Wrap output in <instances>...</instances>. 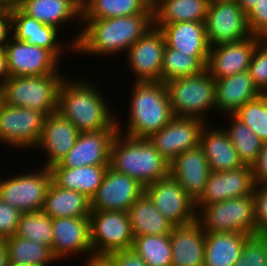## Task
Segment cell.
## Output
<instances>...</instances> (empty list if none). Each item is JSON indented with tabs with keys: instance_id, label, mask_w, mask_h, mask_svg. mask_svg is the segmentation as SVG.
<instances>
[{
	"instance_id": "1",
	"label": "cell",
	"mask_w": 267,
	"mask_h": 266,
	"mask_svg": "<svg viewBox=\"0 0 267 266\" xmlns=\"http://www.w3.org/2000/svg\"><path fill=\"white\" fill-rule=\"evenodd\" d=\"M81 25L85 27L82 26L80 33L70 40L74 45V53L115 56L127 53L154 26V14L81 20Z\"/></svg>"
},
{
	"instance_id": "2",
	"label": "cell",
	"mask_w": 267,
	"mask_h": 266,
	"mask_svg": "<svg viewBox=\"0 0 267 266\" xmlns=\"http://www.w3.org/2000/svg\"><path fill=\"white\" fill-rule=\"evenodd\" d=\"M68 79L59 89L58 110L79 132L118 130L117 116L94 82ZM74 81V82H73ZM89 81V82H88Z\"/></svg>"
},
{
	"instance_id": "3",
	"label": "cell",
	"mask_w": 267,
	"mask_h": 266,
	"mask_svg": "<svg viewBox=\"0 0 267 266\" xmlns=\"http://www.w3.org/2000/svg\"><path fill=\"white\" fill-rule=\"evenodd\" d=\"M131 88L126 130L116 118L118 131L133 138H149L175 117L166 85L162 81L134 82Z\"/></svg>"
},
{
	"instance_id": "4",
	"label": "cell",
	"mask_w": 267,
	"mask_h": 266,
	"mask_svg": "<svg viewBox=\"0 0 267 266\" xmlns=\"http://www.w3.org/2000/svg\"><path fill=\"white\" fill-rule=\"evenodd\" d=\"M110 167L144 187L169 175V162L148 138H133L119 131L112 142Z\"/></svg>"
},
{
	"instance_id": "5",
	"label": "cell",
	"mask_w": 267,
	"mask_h": 266,
	"mask_svg": "<svg viewBox=\"0 0 267 266\" xmlns=\"http://www.w3.org/2000/svg\"><path fill=\"white\" fill-rule=\"evenodd\" d=\"M61 73L9 77L0 87L8 105L42 113L58 110L59 89L66 78Z\"/></svg>"
},
{
	"instance_id": "6",
	"label": "cell",
	"mask_w": 267,
	"mask_h": 266,
	"mask_svg": "<svg viewBox=\"0 0 267 266\" xmlns=\"http://www.w3.org/2000/svg\"><path fill=\"white\" fill-rule=\"evenodd\" d=\"M174 116L196 117L208 123L207 113L216 112L215 79L207 70L165 83Z\"/></svg>"
},
{
	"instance_id": "7",
	"label": "cell",
	"mask_w": 267,
	"mask_h": 266,
	"mask_svg": "<svg viewBox=\"0 0 267 266\" xmlns=\"http://www.w3.org/2000/svg\"><path fill=\"white\" fill-rule=\"evenodd\" d=\"M195 208L197 222L205 232L256 235L255 198L253 194L209 205H195Z\"/></svg>"
},
{
	"instance_id": "8",
	"label": "cell",
	"mask_w": 267,
	"mask_h": 266,
	"mask_svg": "<svg viewBox=\"0 0 267 266\" xmlns=\"http://www.w3.org/2000/svg\"><path fill=\"white\" fill-rule=\"evenodd\" d=\"M90 241L94 257L132 249L134 236L128 212L91 211Z\"/></svg>"
},
{
	"instance_id": "9",
	"label": "cell",
	"mask_w": 267,
	"mask_h": 266,
	"mask_svg": "<svg viewBox=\"0 0 267 266\" xmlns=\"http://www.w3.org/2000/svg\"><path fill=\"white\" fill-rule=\"evenodd\" d=\"M30 172L0 180V199L22 213L42 210L46 192L52 182L49 167L42 165L34 173L32 170Z\"/></svg>"
},
{
	"instance_id": "10",
	"label": "cell",
	"mask_w": 267,
	"mask_h": 266,
	"mask_svg": "<svg viewBox=\"0 0 267 266\" xmlns=\"http://www.w3.org/2000/svg\"><path fill=\"white\" fill-rule=\"evenodd\" d=\"M48 115L5 103L0 111V143L17 150H35Z\"/></svg>"
},
{
	"instance_id": "11",
	"label": "cell",
	"mask_w": 267,
	"mask_h": 266,
	"mask_svg": "<svg viewBox=\"0 0 267 266\" xmlns=\"http://www.w3.org/2000/svg\"><path fill=\"white\" fill-rule=\"evenodd\" d=\"M205 28L210 47L251 36L246 14L235 0H210Z\"/></svg>"
},
{
	"instance_id": "12",
	"label": "cell",
	"mask_w": 267,
	"mask_h": 266,
	"mask_svg": "<svg viewBox=\"0 0 267 266\" xmlns=\"http://www.w3.org/2000/svg\"><path fill=\"white\" fill-rule=\"evenodd\" d=\"M144 192L157 210L175 227L197 221L195 201L192 200L170 174L144 187Z\"/></svg>"
},
{
	"instance_id": "13",
	"label": "cell",
	"mask_w": 267,
	"mask_h": 266,
	"mask_svg": "<svg viewBox=\"0 0 267 266\" xmlns=\"http://www.w3.org/2000/svg\"><path fill=\"white\" fill-rule=\"evenodd\" d=\"M165 46L162 31L154 25L128 49L124 57L134 74V82L161 81Z\"/></svg>"
},
{
	"instance_id": "14",
	"label": "cell",
	"mask_w": 267,
	"mask_h": 266,
	"mask_svg": "<svg viewBox=\"0 0 267 266\" xmlns=\"http://www.w3.org/2000/svg\"><path fill=\"white\" fill-rule=\"evenodd\" d=\"M205 124L200 118L175 116L148 139L165 160L171 163L182 152L200 145V135Z\"/></svg>"
},
{
	"instance_id": "15",
	"label": "cell",
	"mask_w": 267,
	"mask_h": 266,
	"mask_svg": "<svg viewBox=\"0 0 267 266\" xmlns=\"http://www.w3.org/2000/svg\"><path fill=\"white\" fill-rule=\"evenodd\" d=\"M10 77L39 76L58 72L59 61L49 50L29 45L13 36L4 48Z\"/></svg>"
},
{
	"instance_id": "16",
	"label": "cell",
	"mask_w": 267,
	"mask_h": 266,
	"mask_svg": "<svg viewBox=\"0 0 267 266\" xmlns=\"http://www.w3.org/2000/svg\"><path fill=\"white\" fill-rule=\"evenodd\" d=\"M144 192L137 180L118 173L110 166L96 194L91 198V211H124Z\"/></svg>"
},
{
	"instance_id": "17",
	"label": "cell",
	"mask_w": 267,
	"mask_h": 266,
	"mask_svg": "<svg viewBox=\"0 0 267 266\" xmlns=\"http://www.w3.org/2000/svg\"><path fill=\"white\" fill-rule=\"evenodd\" d=\"M52 252L58 261L81 255L94 258L90 241L89 217H59L52 219ZM74 254V255H73ZM85 254V255H84Z\"/></svg>"
},
{
	"instance_id": "18",
	"label": "cell",
	"mask_w": 267,
	"mask_h": 266,
	"mask_svg": "<svg viewBox=\"0 0 267 266\" xmlns=\"http://www.w3.org/2000/svg\"><path fill=\"white\" fill-rule=\"evenodd\" d=\"M263 38L251 35L237 42L210 47L206 70L215 80L247 71L257 44Z\"/></svg>"
},
{
	"instance_id": "19",
	"label": "cell",
	"mask_w": 267,
	"mask_h": 266,
	"mask_svg": "<svg viewBox=\"0 0 267 266\" xmlns=\"http://www.w3.org/2000/svg\"><path fill=\"white\" fill-rule=\"evenodd\" d=\"M255 182L251 166L215 172L211 171L206 187L195 205H209L253 194Z\"/></svg>"
},
{
	"instance_id": "20",
	"label": "cell",
	"mask_w": 267,
	"mask_h": 266,
	"mask_svg": "<svg viewBox=\"0 0 267 266\" xmlns=\"http://www.w3.org/2000/svg\"><path fill=\"white\" fill-rule=\"evenodd\" d=\"M118 130L80 132L73 148L58 163L61 167L110 165L112 142Z\"/></svg>"
},
{
	"instance_id": "21",
	"label": "cell",
	"mask_w": 267,
	"mask_h": 266,
	"mask_svg": "<svg viewBox=\"0 0 267 266\" xmlns=\"http://www.w3.org/2000/svg\"><path fill=\"white\" fill-rule=\"evenodd\" d=\"M210 173L209 163L200 145L182 152L169 163V174L195 202L203 194Z\"/></svg>"
},
{
	"instance_id": "22",
	"label": "cell",
	"mask_w": 267,
	"mask_h": 266,
	"mask_svg": "<svg viewBox=\"0 0 267 266\" xmlns=\"http://www.w3.org/2000/svg\"><path fill=\"white\" fill-rule=\"evenodd\" d=\"M12 16V33L13 37L19 41H25L29 45L49 50L59 61L62 60L63 49L70 48L74 51L73 43L63 44L59 42V32L57 28L40 23L36 19L25 14L19 7L10 8ZM58 40V41H57ZM65 45V47L63 45ZM63 46V47H62Z\"/></svg>"
},
{
	"instance_id": "23",
	"label": "cell",
	"mask_w": 267,
	"mask_h": 266,
	"mask_svg": "<svg viewBox=\"0 0 267 266\" xmlns=\"http://www.w3.org/2000/svg\"><path fill=\"white\" fill-rule=\"evenodd\" d=\"M77 128L60 113L47 116L44 129L35 149H41L48 156L44 167H51L60 162L73 148L79 136ZM46 152V153H45Z\"/></svg>"
},
{
	"instance_id": "24",
	"label": "cell",
	"mask_w": 267,
	"mask_h": 266,
	"mask_svg": "<svg viewBox=\"0 0 267 266\" xmlns=\"http://www.w3.org/2000/svg\"><path fill=\"white\" fill-rule=\"evenodd\" d=\"M262 93L254 85L249 71L215 80V105L219 113L233 114L246 102Z\"/></svg>"
},
{
	"instance_id": "25",
	"label": "cell",
	"mask_w": 267,
	"mask_h": 266,
	"mask_svg": "<svg viewBox=\"0 0 267 266\" xmlns=\"http://www.w3.org/2000/svg\"><path fill=\"white\" fill-rule=\"evenodd\" d=\"M170 241L171 266H204L205 231L197 221L174 227Z\"/></svg>"
},
{
	"instance_id": "26",
	"label": "cell",
	"mask_w": 267,
	"mask_h": 266,
	"mask_svg": "<svg viewBox=\"0 0 267 266\" xmlns=\"http://www.w3.org/2000/svg\"><path fill=\"white\" fill-rule=\"evenodd\" d=\"M212 126L211 123H206L200 135V146L204 150L211 171L223 172L244 166L222 127Z\"/></svg>"
},
{
	"instance_id": "27",
	"label": "cell",
	"mask_w": 267,
	"mask_h": 266,
	"mask_svg": "<svg viewBox=\"0 0 267 266\" xmlns=\"http://www.w3.org/2000/svg\"><path fill=\"white\" fill-rule=\"evenodd\" d=\"M155 26L162 31L167 47L190 56H209L210 45L205 22H179Z\"/></svg>"
},
{
	"instance_id": "28",
	"label": "cell",
	"mask_w": 267,
	"mask_h": 266,
	"mask_svg": "<svg viewBox=\"0 0 267 266\" xmlns=\"http://www.w3.org/2000/svg\"><path fill=\"white\" fill-rule=\"evenodd\" d=\"M110 165H87L78 168L61 167L58 163L50 167L52 182L58 187L75 190L91 199L103 182Z\"/></svg>"
},
{
	"instance_id": "29",
	"label": "cell",
	"mask_w": 267,
	"mask_h": 266,
	"mask_svg": "<svg viewBox=\"0 0 267 266\" xmlns=\"http://www.w3.org/2000/svg\"><path fill=\"white\" fill-rule=\"evenodd\" d=\"M18 7L40 23L58 30L64 27L61 24L71 20L81 25L82 8L74 0H22Z\"/></svg>"
},
{
	"instance_id": "30",
	"label": "cell",
	"mask_w": 267,
	"mask_h": 266,
	"mask_svg": "<svg viewBox=\"0 0 267 266\" xmlns=\"http://www.w3.org/2000/svg\"><path fill=\"white\" fill-rule=\"evenodd\" d=\"M42 211L50 218L89 217L91 199L75 190H68L50 183Z\"/></svg>"
},
{
	"instance_id": "31",
	"label": "cell",
	"mask_w": 267,
	"mask_h": 266,
	"mask_svg": "<svg viewBox=\"0 0 267 266\" xmlns=\"http://www.w3.org/2000/svg\"><path fill=\"white\" fill-rule=\"evenodd\" d=\"M250 236L245 233L205 232L204 266H234Z\"/></svg>"
},
{
	"instance_id": "32",
	"label": "cell",
	"mask_w": 267,
	"mask_h": 266,
	"mask_svg": "<svg viewBox=\"0 0 267 266\" xmlns=\"http://www.w3.org/2000/svg\"><path fill=\"white\" fill-rule=\"evenodd\" d=\"M128 215L134 237L166 235L175 227L157 210L145 192L129 207Z\"/></svg>"
},
{
	"instance_id": "33",
	"label": "cell",
	"mask_w": 267,
	"mask_h": 266,
	"mask_svg": "<svg viewBox=\"0 0 267 266\" xmlns=\"http://www.w3.org/2000/svg\"><path fill=\"white\" fill-rule=\"evenodd\" d=\"M210 0H164L154 9V25L205 22Z\"/></svg>"
},
{
	"instance_id": "34",
	"label": "cell",
	"mask_w": 267,
	"mask_h": 266,
	"mask_svg": "<svg viewBox=\"0 0 267 266\" xmlns=\"http://www.w3.org/2000/svg\"><path fill=\"white\" fill-rule=\"evenodd\" d=\"M154 14L144 0H87L82 7V20H95Z\"/></svg>"
},
{
	"instance_id": "35",
	"label": "cell",
	"mask_w": 267,
	"mask_h": 266,
	"mask_svg": "<svg viewBox=\"0 0 267 266\" xmlns=\"http://www.w3.org/2000/svg\"><path fill=\"white\" fill-rule=\"evenodd\" d=\"M10 264L20 266H48L58 261L52 249L43 244L17 237L6 238Z\"/></svg>"
},
{
	"instance_id": "36",
	"label": "cell",
	"mask_w": 267,
	"mask_h": 266,
	"mask_svg": "<svg viewBox=\"0 0 267 266\" xmlns=\"http://www.w3.org/2000/svg\"><path fill=\"white\" fill-rule=\"evenodd\" d=\"M208 56H190L165 46L161 68V81L189 77L206 70Z\"/></svg>"
},
{
	"instance_id": "37",
	"label": "cell",
	"mask_w": 267,
	"mask_h": 266,
	"mask_svg": "<svg viewBox=\"0 0 267 266\" xmlns=\"http://www.w3.org/2000/svg\"><path fill=\"white\" fill-rule=\"evenodd\" d=\"M228 116L232 123H229L228 128H223L222 126V129L238 152L242 164L252 167L258 160L263 142L247 125L239 121L233 114H227Z\"/></svg>"
},
{
	"instance_id": "38",
	"label": "cell",
	"mask_w": 267,
	"mask_h": 266,
	"mask_svg": "<svg viewBox=\"0 0 267 266\" xmlns=\"http://www.w3.org/2000/svg\"><path fill=\"white\" fill-rule=\"evenodd\" d=\"M132 250L148 266L172 265L170 234L134 237Z\"/></svg>"
},
{
	"instance_id": "39",
	"label": "cell",
	"mask_w": 267,
	"mask_h": 266,
	"mask_svg": "<svg viewBox=\"0 0 267 266\" xmlns=\"http://www.w3.org/2000/svg\"><path fill=\"white\" fill-rule=\"evenodd\" d=\"M15 236L29 239L52 249V218L46 215L42 210L22 213Z\"/></svg>"
},
{
	"instance_id": "40",
	"label": "cell",
	"mask_w": 267,
	"mask_h": 266,
	"mask_svg": "<svg viewBox=\"0 0 267 266\" xmlns=\"http://www.w3.org/2000/svg\"><path fill=\"white\" fill-rule=\"evenodd\" d=\"M233 115L247 125L262 142H267V97L265 94L246 102Z\"/></svg>"
},
{
	"instance_id": "41",
	"label": "cell",
	"mask_w": 267,
	"mask_h": 266,
	"mask_svg": "<svg viewBox=\"0 0 267 266\" xmlns=\"http://www.w3.org/2000/svg\"><path fill=\"white\" fill-rule=\"evenodd\" d=\"M234 266H267V237L250 236Z\"/></svg>"
},
{
	"instance_id": "42",
	"label": "cell",
	"mask_w": 267,
	"mask_h": 266,
	"mask_svg": "<svg viewBox=\"0 0 267 266\" xmlns=\"http://www.w3.org/2000/svg\"><path fill=\"white\" fill-rule=\"evenodd\" d=\"M248 71L254 85L264 94L267 91V40L262 39L256 46Z\"/></svg>"
},
{
	"instance_id": "43",
	"label": "cell",
	"mask_w": 267,
	"mask_h": 266,
	"mask_svg": "<svg viewBox=\"0 0 267 266\" xmlns=\"http://www.w3.org/2000/svg\"><path fill=\"white\" fill-rule=\"evenodd\" d=\"M248 30L251 35L267 36V0H260L246 15Z\"/></svg>"
},
{
	"instance_id": "44",
	"label": "cell",
	"mask_w": 267,
	"mask_h": 266,
	"mask_svg": "<svg viewBox=\"0 0 267 266\" xmlns=\"http://www.w3.org/2000/svg\"><path fill=\"white\" fill-rule=\"evenodd\" d=\"M22 212L0 199V239L15 235Z\"/></svg>"
},
{
	"instance_id": "45",
	"label": "cell",
	"mask_w": 267,
	"mask_h": 266,
	"mask_svg": "<svg viewBox=\"0 0 267 266\" xmlns=\"http://www.w3.org/2000/svg\"><path fill=\"white\" fill-rule=\"evenodd\" d=\"M255 224L256 235L267 234V186L255 185Z\"/></svg>"
},
{
	"instance_id": "46",
	"label": "cell",
	"mask_w": 267,
	"mask_h": 266,
	"mask_svg": "<svg viewBox=\"0 0 267 266\" xmlns=\"http://www.w3.org/2000/svg\"><path fill=\"white\" fill-rule=\"evenodd\" d=\"M105 258L112 266H148L132 249L116 251Z\"/></svg>"
},
{
	"instance_id": "47",
	"label": "cell",
	"mask_w": 267,
	"mask_h": 266,
	"mask_svg": "<svg viewBox=\"0 0 267 266\" xmlns=\"http://www.w3.org/2000/svg\"><path fill=\"white\" fill-rule=\"evenodd\" d=\"M255 185L267 186V142H263L257 162L252 166Z\"/></svg>"
},
{
	"instance_id": "48",
	"label": "cell",
	"mask_w": 267,
	"mask_h": 266,
	"mask_svg": "<svg viewBox=\"0 0 267 266\" xmlns=\"http://www.w3.org/2000/svg\"><path fill=\"white\" fill-rule=\"evenodd\" d=\"M12 36V16L10 13V8H8L0 16V48L4 49Z\"/></svg>"
},
{
	"instance_id": "49",
	"label": "cell",
	"mask_w": 267,
	"mask_h": 266,
	"mask_svg": "<svg viewBox=\"0 0 267 266\" xmlns=\"http://www.w3.org/2000/svg\"><path fill=\"white\" fill-rule=\"evenodd\" d=\"M9 77L5 50L0 48V87Z\"/></svg>"
},
{
	"instance_id": "50",
	"label": "cell",
	"mask_w": 267,
	"mask_h": 266,
	"mask_svg": "<svg viewBox=\"0 0 267 266\" xmlns=\"http://www.w3.org/2000/svg\"><path fill=\"white\" fill-rule=\"evenodd\" d=\"M8 248L5 239H0V266H9Z\"/></svg>"
},
{
	"instance_id": "51",
	"label": "cell",
	"mask_w": 267,
	"mask_h": 266,
	"mask_svg": "<svg viewBox=\"0 0 267 266\" xmlns=\"http://www.w3.org/2000/svg\"><path fill=\"white\" fill-rule=\"evenodd\" d=\"M84 266H112V264L105 257H94L85 259Z\"/></svg>"
},
{
	"instance_id": "52",
	"label": "cell",
	"mask_w": 267,
	"mask_h": 266,
	"mask_svg": "<svg viewBox=\"0 0 267 266\" xmlns=\"http://www.w3.org/2000/svg\"><path fill=\"white\" fill-rule=\"evenodd\" d=\"M247 15L260 0H235Z\"/></svg>"
},
{
	"instance_id": "53",
	"label": "cell",
	"mask_w": 267,
	"mask_h": 266,
	"mask_svg": "<svg viewBox=\"0 0 267 266\" xmlns=\"http://www.w3.org/2000/svg\"><path fill=\"white\" fill-rule=\"evenodd\" d=\"M8 8L18 7L22 0H0Z\"/></svg>"
},
{
	"instance_id": "54",
	"label": "cell",
	"mask_w": 267,
	"mask_h": 266,
	"mask_svg": "<svg viewBox=\"0 0 267 266\" xmlns=\"http://www.w3.org/2000/svg\"><path fill=\"white\" fill-rule=\"evenodd\" d=\"M164 0H144V2L149 6L150 9L154 10L158 5H160Z\"/></svg>"
},
{
	"instance_id": "55",
	"label": "cell",
	"mask_w": 267,
	"mask_h": 266,
	"mask_svg": "<svg viewBox=\"0 0 267 266\" xmlns=\"http://www.w3.org/2000/svg\"><path fill=\"white\" fill-rule=\"evenodd\" d=\"M4 104H5V102H4V96H3V92H2V90L0 88V111H1V109H2V107H3Z\"/></svg>"
},
{
	"instance_id": "56",
	"label": "cell",
	"mask_w": 267,
	"mask_h": 266,
	"mask_svg": "<svg viewBox=\"0 0 267 266\" xmlns=\"http://www.w3.org/2000/svg\"><path fill=\"white\" fill-rule=\"evenodd\" d=\"M8 9V7L6 5H4L1 1H0V16Z\"/></svg>"
},
{
	"instance_id": "57",
	"label": "cell",
	"mask_w": 267,
	"mask_h": 266,
	"mask_svg": "<svg viewBox=\"0 0 267 266\" xmlns=\"http://www.w3.org/2000/svg\"><path fill=\"white\" fill-rule=\"evenodd\" d=\"M81 8L86 4L87 0H74Z\"/></svg>"
},
{
	"instance_id": "58",
	"label": "cell",
	"mask_w": 267,
	"mask_h": 266,
	"mask_svg": "<svg viewBox=\"0 0 267 266\" xmlns=\"http://www.w3.org/2000/svg\"><path fill=\"white\" fill-rule=\"evenodd\" d=\"M9 266H20V265H15V264H9Z\"/></svg>"
}]
</instances>
